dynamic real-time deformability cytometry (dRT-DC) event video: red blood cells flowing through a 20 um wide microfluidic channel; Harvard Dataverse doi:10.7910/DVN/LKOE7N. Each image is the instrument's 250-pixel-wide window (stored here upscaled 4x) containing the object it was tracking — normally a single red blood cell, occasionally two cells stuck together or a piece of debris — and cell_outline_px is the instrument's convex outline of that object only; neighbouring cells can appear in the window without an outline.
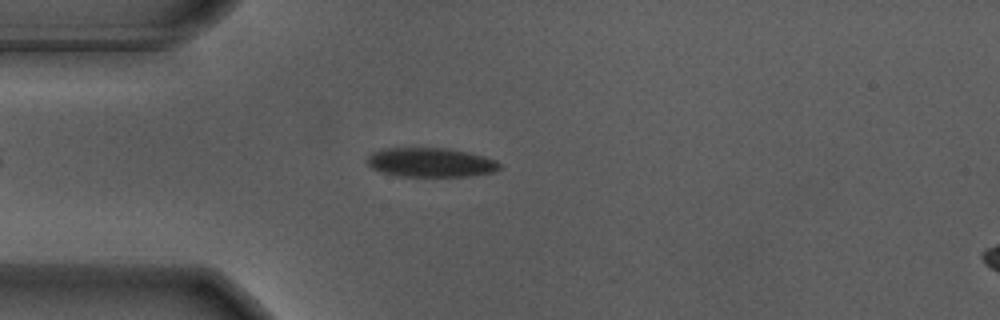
{"species": "Egyptian fruit bat (a non-hibernating species)", "species_latin": "Rousettus aegyptiacus", "temperature_condition": "warm", "stored_images_in_passage": 43, "camera_frame_rate_fps": 3000, "um_per_image_px": 0.085, "animal": {"sex": "male"}, "frame": {"image": 1, "passage_image": 9, "time_ms": 2.667, "image_size_px": [1000, 320], "cell_outline_px": [[500, 168], [492, 172], [468, 176], [396, 176], [372, 168], [368, 164], [368, 156], [372, 152], [384, 148], [444, 148], [468, 152], [484, 156], [496, 160], [500, 164]], "centroid_in_image_um": [36.6, 13.8], "position_along_channel_um": 48.4, "area_um2": 22.37}}
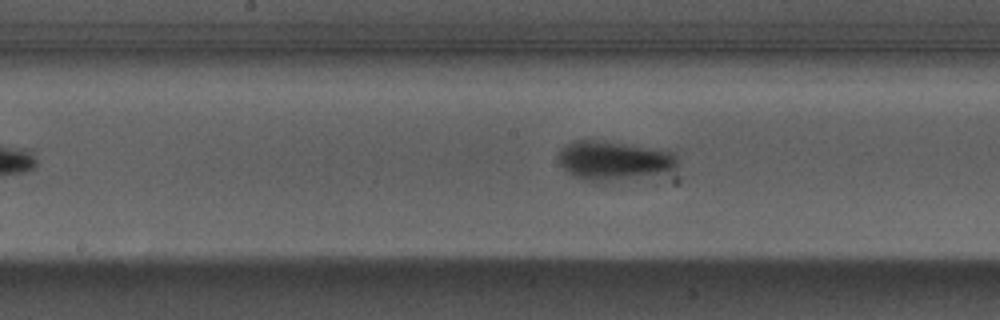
{"frame": {"image": 2, "passage_image": 22, "time_ms": 7.0, "image_size_px": [1000, 320], "cell_outline_px": [[676, 168], [668, 172], [604, 184], [592, 184], [580, 180], [572, 176], [560, 164], [556, 156], [560, 148], [576, 140], [604, 140], [672, 152], [676, 156]], "centroid_in_image_um": [52.1, 13.7], "position_along_channel_um": 196.1, "area_um2": 27.98}}
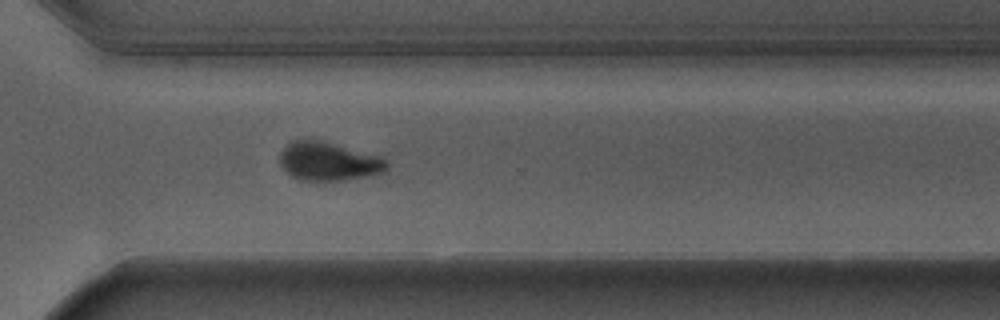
{"frame": {"image": 3, "passage_image": 34, "time_ms": 11.0, "image_size_px": [1000, 320], "cell_outline_px": [[388, 168], [384, 172], [344, 180], [300, 180], [292, 176], [280, 164], [280, 152], [292, 140], [304, 136], [308, 136], [380, 156], [388, 160]], "centroid_in_image_um": [27.9, 13.67], "position_along_channel_um": 342.7, "area_um2": 24.39}, "authors_computed_cell_mechanics": {"area_um2": 24.276, "velocity_mm_per_s": 3.6802, "shape_relaxation_time_tau1_ms": 3.7515, "shape_relaxation_time_tau2_ms": null, "deformation_change_tau1": 0.1753, "deformation_change_tau2": null}}